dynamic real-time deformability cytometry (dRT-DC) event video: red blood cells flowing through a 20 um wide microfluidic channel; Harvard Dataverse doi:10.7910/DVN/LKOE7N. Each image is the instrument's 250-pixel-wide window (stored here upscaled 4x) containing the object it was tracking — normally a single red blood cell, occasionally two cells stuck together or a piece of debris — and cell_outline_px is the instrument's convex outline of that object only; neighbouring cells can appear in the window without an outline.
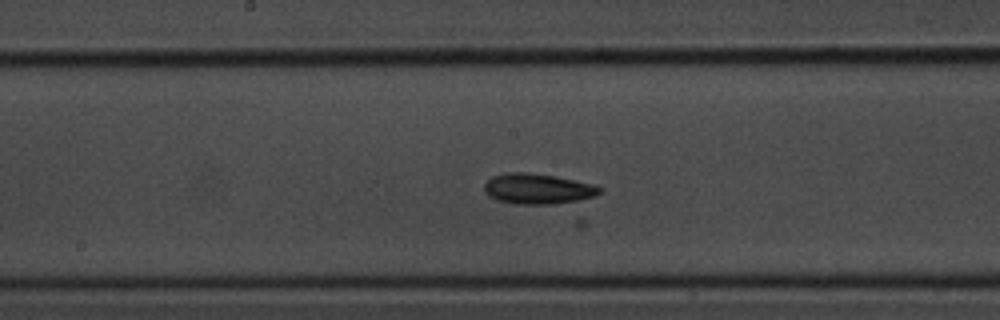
{"species": "common noctule bat (a hibernating species)", "species_latin": "Nyctalus noctula", "temperature_condition": "room temperature", "stored_images_in_passage": 22, "camera_frame_rate_fps": 3000, "um_per_image_px": 0.085, "animal": {"sex": "male", "body_mass_g": 20.1, "forearm_length_mm": 53.5}, "frame": {"image": 1, "passage_image": 12, "time_ms": 3.667, "image_size_px": [1000, 320], "cell_outline_px": [[600, 192], [596, 196], [580, 200], [552, 204], [516, 204], [496, 200], [488, 196], [484, 192], [484, 184], [492, 176], [504, 172], [528, 172], [556, 176], [588, 184], [600, 188]], "centroid_in_image_um": [45.62, 16.05], "position_along_channel_um": 202.6, "area_um2": 20.4}}
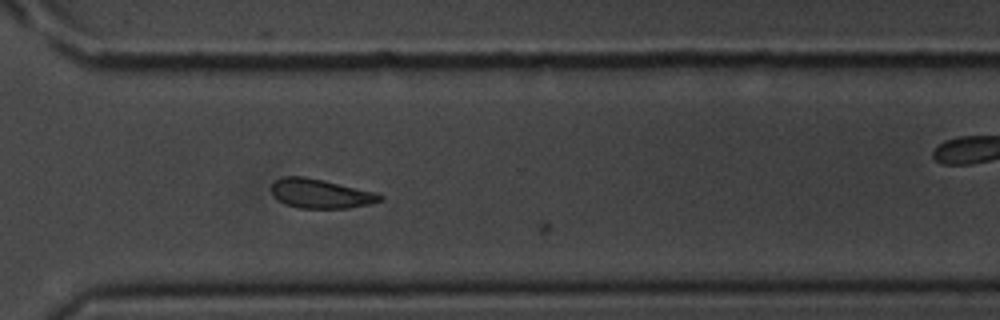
{"frame": {"image": 2, "passage_image": 20, "time_ms": 6.333, "image_size_px": [1000, 320], "cell_outline_px": [[384, 196], [380, 200], [372, 204], [348, 208], [300, 208], [284, 204], [272, 196], [272, 184], [276, 180], [284, 176], [304, 176], [324, 180], [376, 192]], "centroid_in_image_um": [27.25, 16.46], "position_along_channel_um": 343.4, "area_um2": 18.61}}